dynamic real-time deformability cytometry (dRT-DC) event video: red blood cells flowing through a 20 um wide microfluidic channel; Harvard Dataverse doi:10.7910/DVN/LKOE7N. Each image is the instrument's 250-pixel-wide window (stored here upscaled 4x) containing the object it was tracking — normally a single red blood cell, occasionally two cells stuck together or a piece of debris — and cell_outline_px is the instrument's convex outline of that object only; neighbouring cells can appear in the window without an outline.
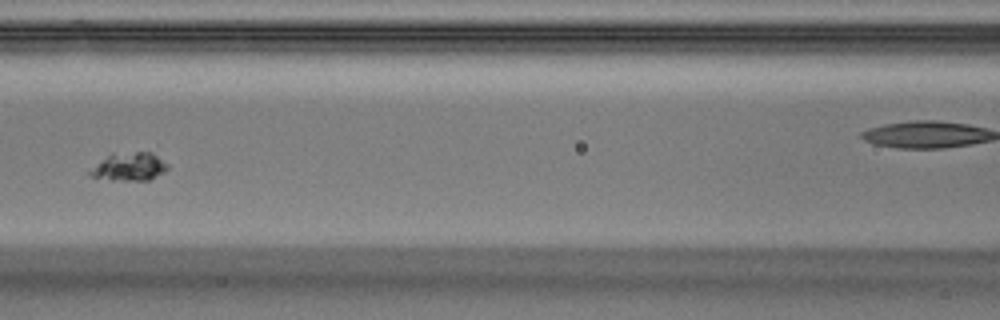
{"species": "Egyptian fruit bat (a non-hibernating species)", "species_latin": "Rousettus aegyptiacus", "temperature_condition": "warm", "stored_images_in_passage": 7, "camera_frame_rate_fps": 3000, "um_per_image_px": 0.085, "animal": {"sex": "male"}, "frame": {"image": 1, "passage_image": 5, "time_ms": 1.333, "image_size_px": [1000, 320], "cell_outline_px": [[168, 168], [164, 172], [148, 180], [112, 180], [88, 176], [88, 172], [112, 152], [152, 152], [168, 164]], "centroid_in_image_um": [11.0, 14.16], "position_along_channel_um": 155.6, "area_um2": 12.66}}